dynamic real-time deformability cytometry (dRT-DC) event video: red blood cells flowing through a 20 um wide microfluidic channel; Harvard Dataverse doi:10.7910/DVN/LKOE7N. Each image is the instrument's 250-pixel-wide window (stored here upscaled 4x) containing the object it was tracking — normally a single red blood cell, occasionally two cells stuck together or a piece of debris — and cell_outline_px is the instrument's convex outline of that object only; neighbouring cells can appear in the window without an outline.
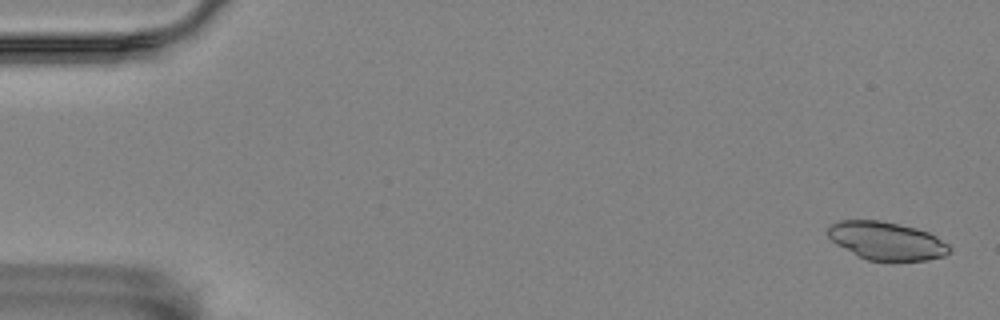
{"species": "Egyptian fruit bat (a non-hibernating species)", "species_latin": "Rousettus aegyptiacus", "temperature_condition": "room temperature", "stored_images_in_passage": 58, "camera_frame_rate_fps": 3000, "um_per_image_px": 0.085, "animal": {"sex": "female"}, "frame": {"image": 1, "passage_image": 2, "time_ms": 0.333, "image_size_px": [1000, 320], "cell_outline_px": [[952, 248], [944, 256], [928, 260], [868, 260], [836, 244], [828, 236], [828, 228], [832, 224], [840, 220], [880, 220], [916, 228], [928, 232], [936, 236], [948, 244]], "centroid_in_image_um": [75.37, 20.46], "position_along_channel_um": 9.6, "area_um2": 26.65}}
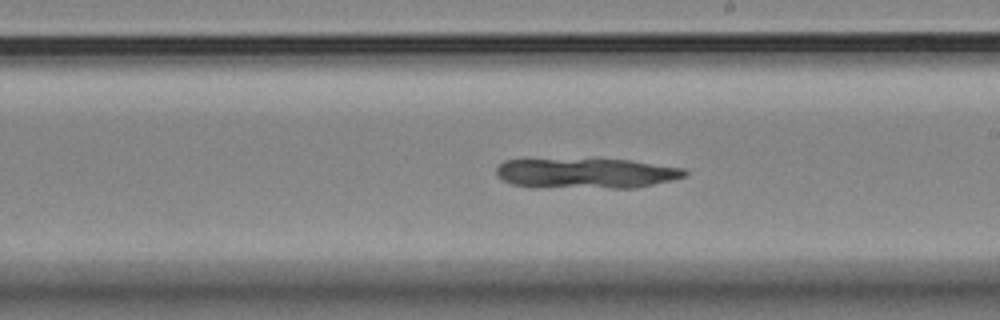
{"frame": {"image": 2, "passage_image": 33, "time_ms": 10.667, "image_size_px": [1000, 320], "cell_outline_px": [[688, 172], [684, 176], [672, 180], [636, 188], [528, 188], [512, 184], [496, 176], [496, 168], [504, 160], [628, 160], [684, 168]], "centroid_in_image_um": [49.79, 14.76], "position_along_channel_um": 239.2, "area_um2": 33.23}}
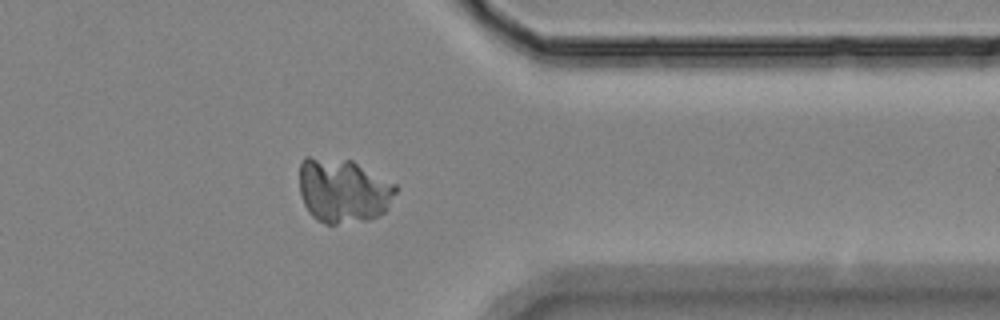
{"frame": {"image": 3, "passage_image": 46, "time_ms": 15.0, "image_size_px": [1000, 320], "cell_outline_px": [[400, 188], [388, 208], [384, 212], [368, 220], [336, 224], [324, 224], [316, 220], [308, 212], [300, 196], [300, 164], [304, 156], [308, 156], [352, 160], [396, 184]], "centroid_in_image_um": [29.18, 16.2], "position_along_channel_um": 382.2, "area_um2": 36.65}}